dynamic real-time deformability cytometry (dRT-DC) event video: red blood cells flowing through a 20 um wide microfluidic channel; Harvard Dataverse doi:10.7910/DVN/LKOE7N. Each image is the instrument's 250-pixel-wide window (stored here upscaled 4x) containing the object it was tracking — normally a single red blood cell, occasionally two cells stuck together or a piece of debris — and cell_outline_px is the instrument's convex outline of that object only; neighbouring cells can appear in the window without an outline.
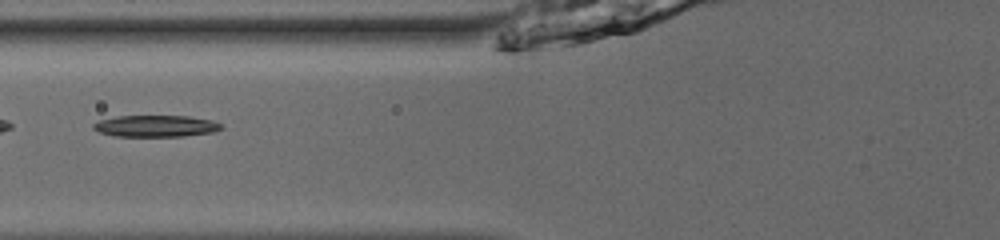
{"species": "common noctule bat (a hibernating species)", "species_latin": "Nyctalus noctula", "temperature_condition": "room temperature", "stored_images_in_passage": 36, "camera_frame_rate_fps": 3000, "um_per_image_px": 0.085, "animal": {"sex": "male", "body_mass_g": 13.0, "forearm_length_mm": 53.1}, "frame": {"image": 1, "passage_image": 7, "time_ms": 2.0, "image_size_px": [1000, 240], "cell_outline_px": [[224, 128], [212, 132], [184, 136], [116, 136], [100, 132], [92, 128], [92, 124], [100, 120], [116, 116], [188, 116], [212, 120], [220, 124]], "centroid_in_image_um": [13.24, 10.71], "position_along_channel_um": 112.6, "area_um2": 16.01}}
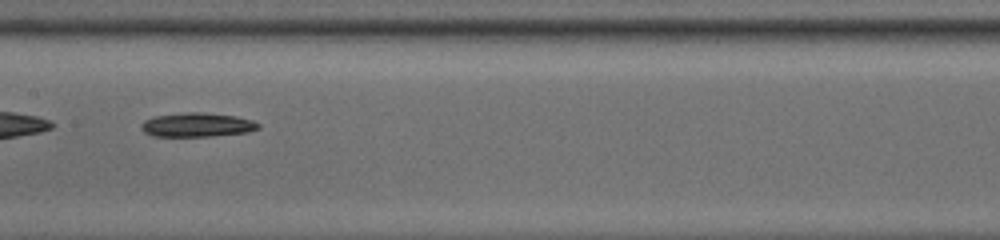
{"frame": {"image": 2, "passage_image": 13, "time_ms": 4.0, "image_size_px": [1000, 240], "cell_outline_px": [[260, 128], [248, 132], [212, 136], [152, 136], [144, 132], [140, 128], [140, 124], [144, 120], [152, 116], [184, 112], [200, 112], [236, 116], [252, 120], [260, 124]], "centroid_in_image_um": [16.72, 10.61], "position_along_channel_um": 190.7, "area_um2": 16.59}}
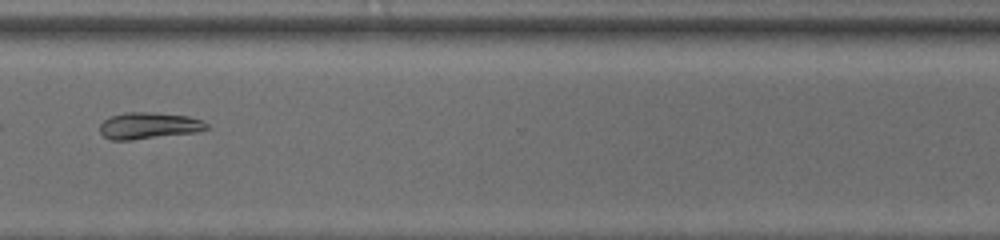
{"frame": {"image": 3, "passage_image": 26, "time_ms": 8.333, "image_size_px": [1000, 240], "cell_outline_px": [[208, 128], [196, 132], [132, 140], [112, 140], [104, 136], [100, 132], [100, 124], [104, 120], [112, 116], [124, 112], [148, 112], [188, 116], [200, 120], [208, 124]], "centroid_in_image_um": [12.62, 10.68], "position_along_channel_um": 358.0, "area_um2": 16.36}, "authors_computed_cell_mechanics": {"area_um2": 16.2996, "velocity_mm_per_s": 3.8792, "shape_relaxation_time_tau1_ms": 7.1642, "shape_relaxation_time_tau2_ms": null, "deformation_change_tau1": 0.1681, "deformation_change_tau2": null}}